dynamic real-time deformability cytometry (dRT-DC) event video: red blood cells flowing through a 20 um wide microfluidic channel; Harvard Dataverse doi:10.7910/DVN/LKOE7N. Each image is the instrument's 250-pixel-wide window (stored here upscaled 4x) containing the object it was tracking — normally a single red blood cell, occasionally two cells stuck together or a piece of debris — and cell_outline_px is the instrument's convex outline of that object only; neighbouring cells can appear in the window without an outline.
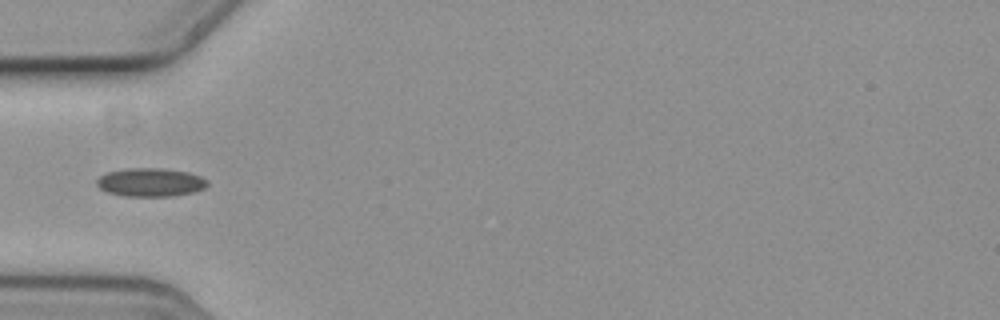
{"species": "common noctule bat (a hibernating species)", "species_latin": "Nyctalus noctula", "temperature_condition": "cold", "stored_images_in_passage": 5, "camera_frame_rate_fps": 3000, "um_per_image_px": 0.085, "animal": {"sex": "female", "body_mass_g": 19.3, "forearm_length_mm": 54.1}, "frame": {"image": 1, "passage_image": 4, "time_ms": 1.0, "image_size_px": [1000, 320], "cell_outline_px": [[208, 184], [204, 188], [192, 192], [172, 196], [124, 196], [108, 192], [100, 188], [96, 184], [96, 180], [100, 176], [108, 172], [128, 168], [164, 168], [188, 172], [200, 176], [208, 180]], "centroid_in_image_um": [12.79, 15.49], "position_along_channel_um": 72.2, "area_um2": 18.32}}
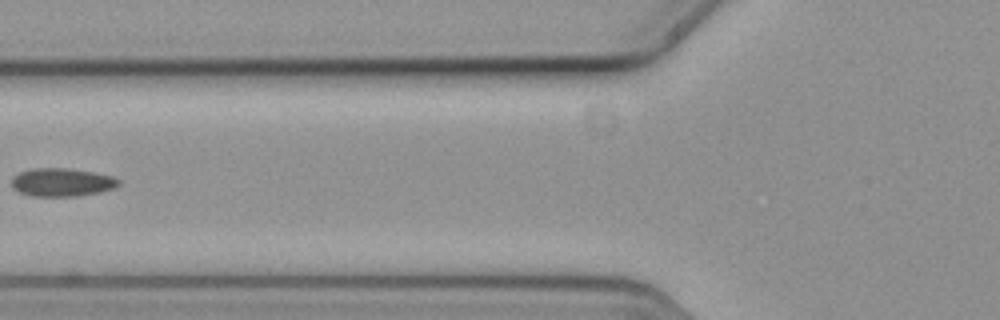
{"frame": {"image": 2, "passage_image": 5, "time_ms": 1.333, "image_size_px": [1000, 320], "cell_outline_px": [[120, 184], [112, 188], [100, 192], [76, 196], [32, 196], [20, 192], [12, 188], [12, 176], [20, 172], [32, 168], [68, 168], [92, 172], [112, 176], [120, 180]], "centroid_in_image_um": [5.24, 15.49], "position_along_channel_um": 120.6, "area_um2": 17.57}}